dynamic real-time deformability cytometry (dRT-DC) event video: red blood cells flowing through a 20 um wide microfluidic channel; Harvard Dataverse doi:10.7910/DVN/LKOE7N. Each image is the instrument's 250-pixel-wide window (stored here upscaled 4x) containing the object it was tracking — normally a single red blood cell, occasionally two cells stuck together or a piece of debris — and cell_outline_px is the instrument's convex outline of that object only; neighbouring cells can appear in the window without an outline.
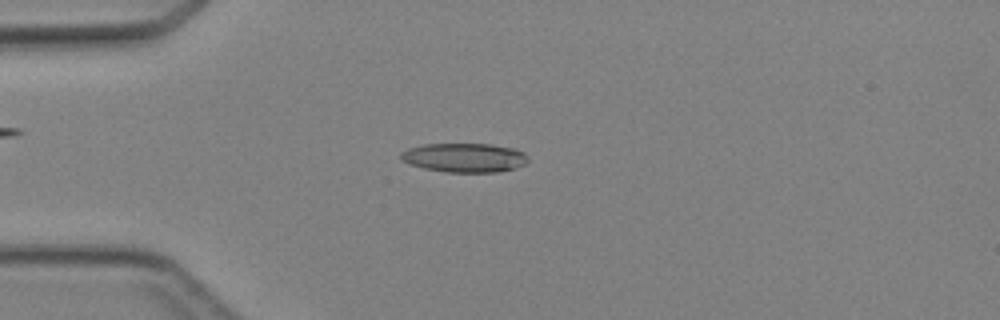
{"species": "Egyptian fruit bat (a non-hibernating species)", "species_latin": "Rousettus aegyptiacus", "temperature_condition": "cold", "stored_images_in_passage": 45, "camera_frame_rate_fps": 3000, "um_per_image_px": 0.085, "animal": {"sex": "female"}, "frame": {"image": 1, "passage_image": 11, "time_ms": 3.333, "image_size_px": [1000, 320], "cell_outline_px": [[528, 164], [516, 168], [496, 172], [448, 172], [424, 168], [408, 164], [400, 160], [400, 152], [408, 148], [424, 144], [492, 144], [512, 148], [524, 152], [528, 156]], "centroid_in_image_um": [39.48, 13.4], "position_along_channel_um": 45.5, "area_um2": 21.79}}
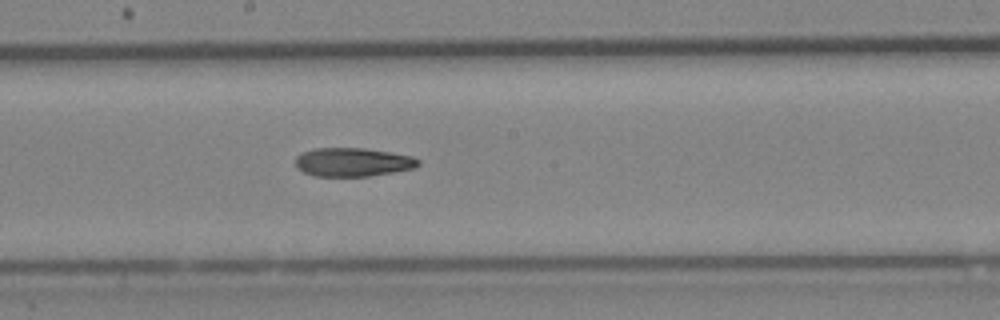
{"frame": {"image": 2, "passage_image": 24, "time_ms": 7.667, "image_size_px": [1000, 320], "cell_outline_px": [[420, 164], [416, 168], [368, 176], [316, 176], [304, 172], [296, 168], [296, 156], [304, 152], [316, 148], [364, 148], [412, 156], [420, 160]], "centroid_in_image_um": [30.0, 13.78], "position_along_channel_um": 218.2, "area_um2": 20.4}}
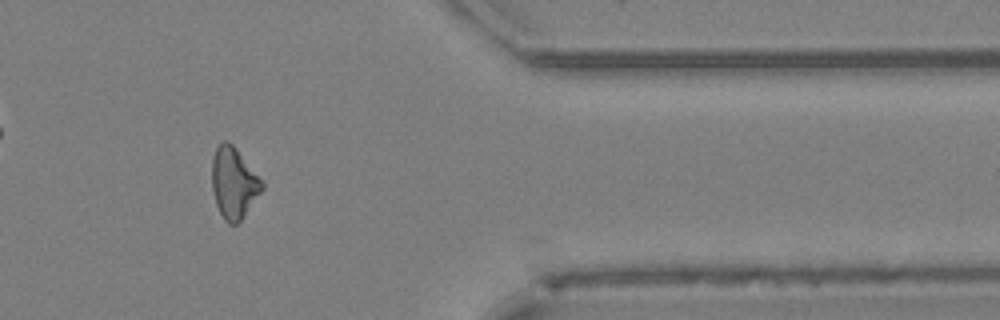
{"frame": {"image": 3, "passage_image": 37, "time_ms": 12.0, "image_size_px": [1000, 320], "cell_outline_px": [[264, 188], [244, 216], [236, 224], [228, 224], [224, 220], [216, 204], [212, 188], [212, 156], [216, 148], [224, 140], [228, 140], [236, 148], [264, 184]], "centroid_in_image_um": [19.85, 15.55], "position_along_channel_um": 391.5, "area_um2": 20.52}}